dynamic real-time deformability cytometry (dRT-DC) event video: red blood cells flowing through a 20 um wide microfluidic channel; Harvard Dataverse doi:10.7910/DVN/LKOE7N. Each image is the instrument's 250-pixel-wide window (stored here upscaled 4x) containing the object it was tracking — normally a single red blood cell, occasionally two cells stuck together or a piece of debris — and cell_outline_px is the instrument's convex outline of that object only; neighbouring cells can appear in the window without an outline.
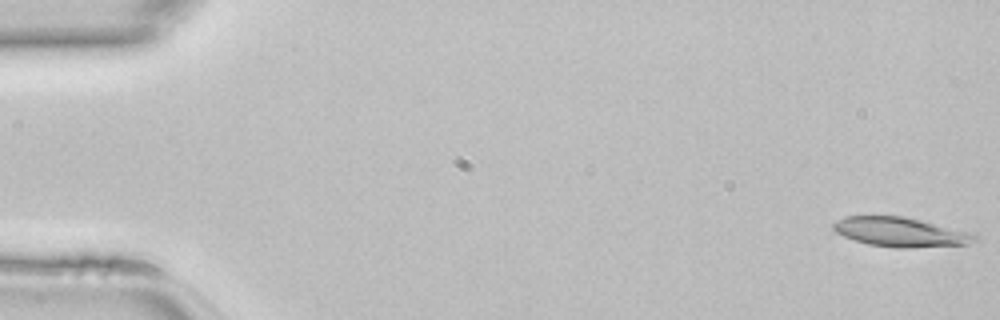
{"species": "common noctule bat (a hibernating species)", "species_latin": "Nyctalus noctula", "temperature_condition": "room temperature", "stored_images_in_passage": 46, "camera_frame_rate_fps": 3000, "um_per_image_px": 0.085, "animal": {"sex": "female", "body_mass_g": 22.7, "forearm_length_mm": 54.2}, "frame": {"image": 1, "passage_image": 1, "time_ms": 0.0, "image_size_px": [1000, 320], "cell_outline_px": [[980, 240], [968, 244], [912, 248], [896, 248], [868, 244], [844, 236], [836, 232], [832, 228], [832, 224], [836, 220], [844, 216], [904, 216], [968, 232], [980, 236]], "centroid_in_image_um": [76.54, 19.73], "position_along_channel_um": 8.5, "area_um2": 24.22}}
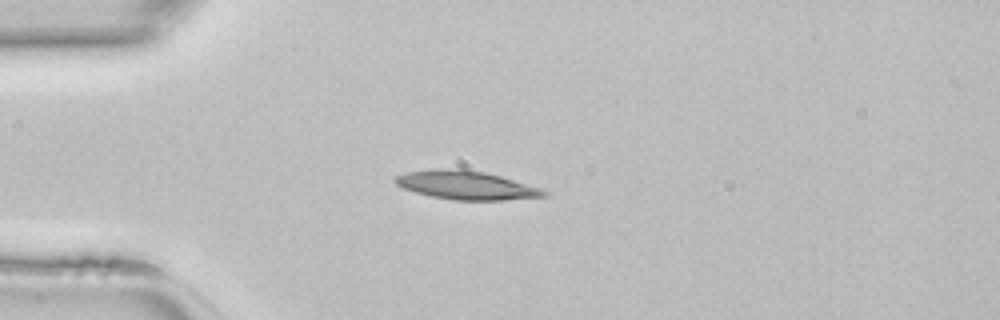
{"frame": {"image": 2, "passage_image": 12, "time_ms": 3.667, "image_size_px": [1000, 320], "cell_outline_px": [[552, 192], [548, 196], [504, 200], [456, 200], [432, 196], [416, 192], [404, 188], [396, 184], [392, 180], [396, 176], [408, 172], [436, 168], [460, 168], [484, 172], [500, 176], [544, 188]], "centroid_in_image_um": [39.7, 15.74], "position_along_channel_um": 45.3, "area_um2": 24.97}}
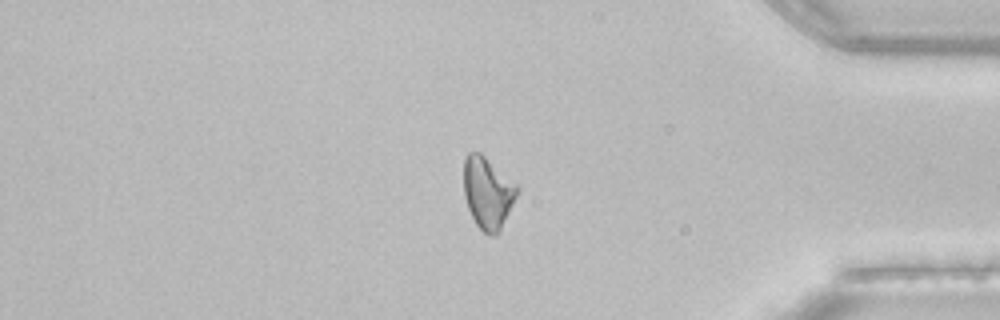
{"frame": {"image": 3, "passage_image": 39, "time_ms": 12.667, "image_size_px": [1000, 320], "cell_outline_px": [[520, 188], [500, 232], [496, 236], [488, 236], [476, 224], [468, 208], [464, 196], [464, 160], [468, 152], [480, 152], [516, 184]], "centroid_in_image_um": [41.46, 16.41], "position_along_channel_um": 393.7, "area_um2": 22.25}}